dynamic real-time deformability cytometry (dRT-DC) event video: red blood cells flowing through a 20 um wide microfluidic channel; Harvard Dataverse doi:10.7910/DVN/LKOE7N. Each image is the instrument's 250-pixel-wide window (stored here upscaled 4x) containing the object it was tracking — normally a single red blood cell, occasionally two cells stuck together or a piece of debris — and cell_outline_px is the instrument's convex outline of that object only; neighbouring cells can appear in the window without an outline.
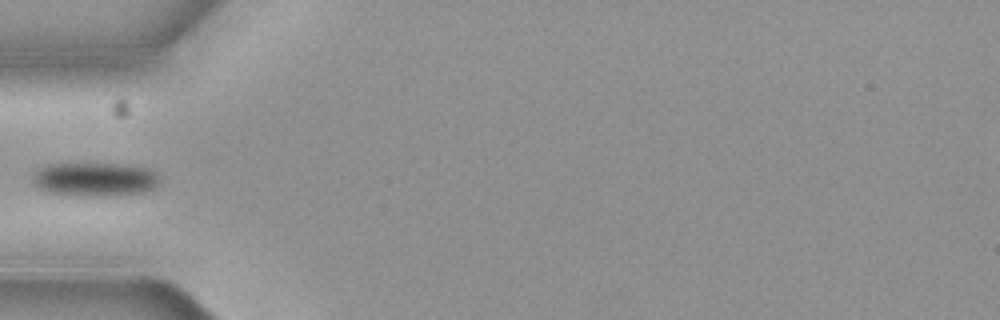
{"species": "common noctule bat (a hibernating species)", "species_latin": "Nyctalus noctula", "temperature_condition": "cold", "stored_images_in_passage": 7, "camera_frame_rate_fps": 3000, "um_per_image_px": 0.085, "animal": {"sex": "female", "body_mass_g": 19.3, "forearm_length_mm": 54.1}, "frame": {"image": 1, "passage_image": 6, "time_ms": 1.667, "image_size_px": [1000, 320], "cell_outline_px": [[160, 180], [152, 188], [144, 192], [100, 196], [88, 196], [48, 192], [32, 184], [32, 176], [36, 168], [48, 164], [124, 164], [148, 168], [156, 172]], "centroid_in_image_um": [8.02, 15.23], "position_along_channel_um": 77.0, "area_um2": 24.97}}
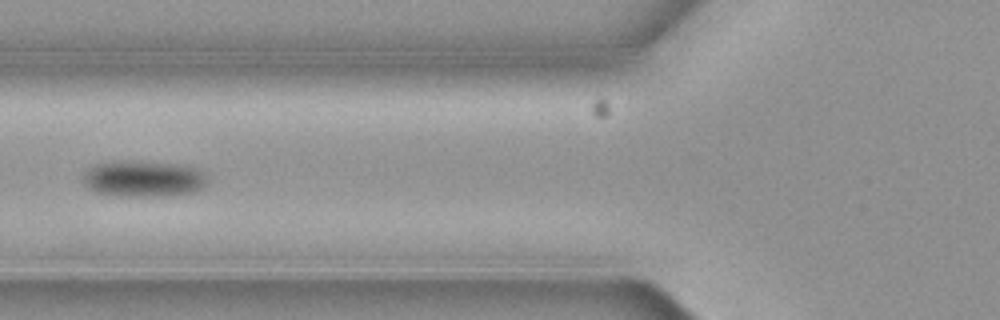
{"frame": {"image": 2, "passage_image": 7, "time_ms": 2.0, "image_size_px": [1000, 320], "cell_outline_px": [[208, 180], [200, 188], [192, 192], [168, 196], [128, 196], [96, 192], [88, 188], [84, 184], [84, 172], [88, 168], [96, 164], [112, 160], [140, 160], [188, 164], [204, 172], [208, 176]], "centroid_in_image_um": [12.22, 15.15], "position_along_channel_um": 113.6, "area_um2": 26.88}}